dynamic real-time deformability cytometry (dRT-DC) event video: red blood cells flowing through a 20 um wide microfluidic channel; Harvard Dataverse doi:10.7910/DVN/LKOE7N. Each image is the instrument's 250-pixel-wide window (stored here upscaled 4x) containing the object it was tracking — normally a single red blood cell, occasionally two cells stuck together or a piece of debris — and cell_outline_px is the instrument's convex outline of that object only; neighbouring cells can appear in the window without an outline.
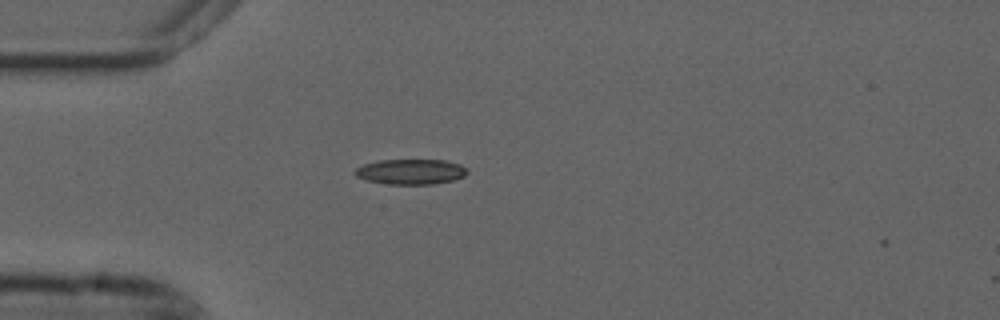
{"species": "common noctule bat (a hibernating species)", "species_latin": "Nyctalus noctula", "temperature_condition": "cold", "stored_images_in_passage": 3, "camera_frame_rate_fps": 3000, "um_per_image_px": 0.085, "animal": {"sex": "male", "forearm_length_mm": 52.5}, "frame": {"image": 1, "passage_image": 1, "time_ms": 0.0, "image_size_px": [1000, 320], "cell_outline_px": [[468, 172], [464, 176], [452, 180], [432, 184], [388, 184], [368, 180], [356, 176], [352, 172], [356, 168], [364, 164], [380, 160], [444, 160], [460, 164], [468, 168]], "centroid_in_image_um": [34.92, 14.59], "position_along_channel_um": 50.1, "area_um2": 16.47}}